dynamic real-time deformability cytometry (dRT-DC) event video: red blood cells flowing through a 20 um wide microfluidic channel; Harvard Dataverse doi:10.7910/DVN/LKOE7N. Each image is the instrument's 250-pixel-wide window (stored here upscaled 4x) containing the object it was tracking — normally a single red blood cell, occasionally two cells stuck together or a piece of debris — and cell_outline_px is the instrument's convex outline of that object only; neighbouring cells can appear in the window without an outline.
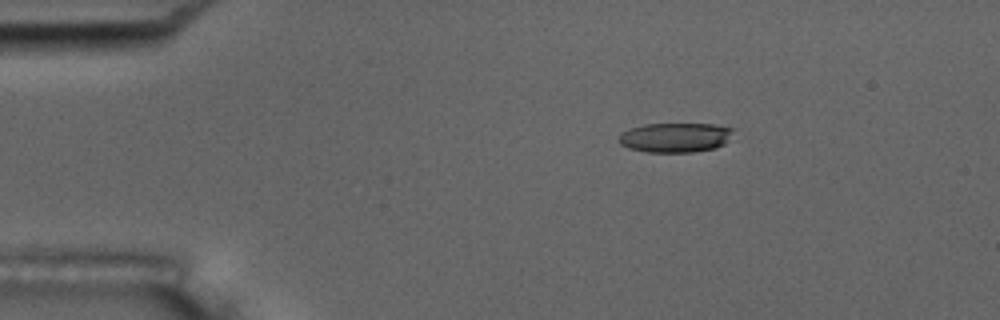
{"species": "common noctule bat (a hibernating species)", "species_latin": "Nyctalus noctula", "temperature_condition": "room temperature", "stored_images_in_passage": 5, "camera_frame_rate_fps": 3000, "um_per_image_px": 0.085, "animal": {"sex": "male", "body_mass_g": 17.5, "forearm_length_mm": 52.3}, "frame": {"image": 1, "passage_image": 3, "time_ms": 2.333, "image_size_px": [1000, 320], "cell_outline_px": [[736, 128], [728, 140], [724, 144], [716, 148], [692, 152], [648, 152], [628, 148], [620, 144], [616, 140], [620, 132], [628, 128], [644, 124], [712, 124]], "centroid_in_image_um": [57.36, 11.68], "position_along_channel_um": 27.6, "area_um2": 20.06}}